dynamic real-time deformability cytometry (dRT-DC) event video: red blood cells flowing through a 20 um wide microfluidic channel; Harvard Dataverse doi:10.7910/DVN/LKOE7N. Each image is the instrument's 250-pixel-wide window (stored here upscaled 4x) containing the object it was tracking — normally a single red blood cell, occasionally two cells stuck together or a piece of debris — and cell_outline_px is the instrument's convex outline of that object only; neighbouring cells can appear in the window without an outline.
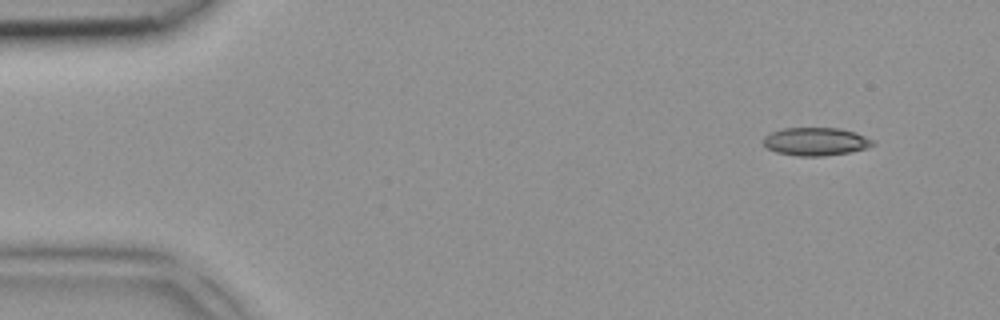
{"species": "common noctule bat (a hibernating species)", "species_latin": "Nyctalus noctula", "temperature_condition": "room temperature", "stored_images_in_passage": 2, "camera_frame_rate_fps": 3000, "um_per_image_px": 0.085, "animal": {"sex": "female", "body_mass_g": 18.4}, "frame": {"image": 1, "passage_image": 1, "time_ms": 0.0, "image_size_px": [1000, 320], "cell_outline_px": [[876, 144], [868, 148], [848, 152], [820, 156], [800, 156], [776, 152], [768, 148], [764, 144], [764, 136], [772, 132], [784, 128], [840, 128], [856, 132], [876, 140]], "centroid_in_image_um": [69.4, 12.02], "position_along_channel_um": 15.6, "area_um2": 17.92}}